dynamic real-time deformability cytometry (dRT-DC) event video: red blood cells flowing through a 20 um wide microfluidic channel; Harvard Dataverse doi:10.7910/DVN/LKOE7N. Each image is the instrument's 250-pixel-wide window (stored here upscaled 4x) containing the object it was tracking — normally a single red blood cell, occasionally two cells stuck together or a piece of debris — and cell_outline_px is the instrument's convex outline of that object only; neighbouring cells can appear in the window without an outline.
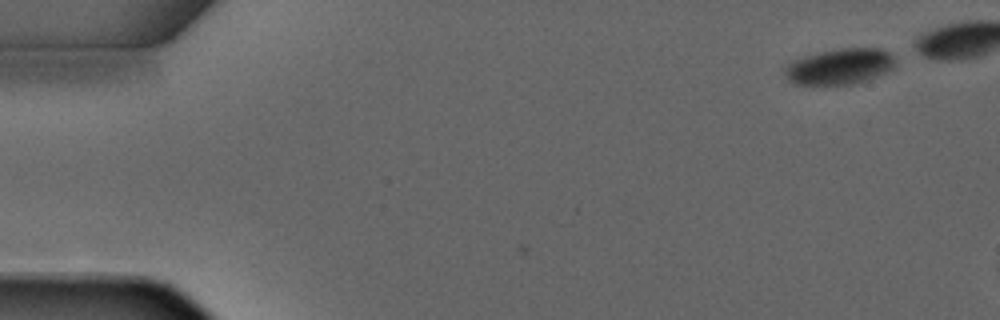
{"species": "common noctule bat (a hibernating species)", "species_latin": "Nyctalus noctula", "temperature_condition": "warm", "stored_images_in_passage": 2, "camera_frame_rate_fps": 3000, "um_per_image_px": 0.085, "animal": {"sex": "male", "forearm_length_mm": 52.5}, "frame": {"image": 1, "passage_image": 2, "time_ms": 1.333, "image_size_px": [1000, 320], "cell_outline_px": [[892, 68], [868, 80], [852, 84], [796, 84], [788, 80], [784, 76], [784, 68], [792, 60], [820, 52], [840, 48], [880, 48], [888, 52], [892, 56]], "centroid_in_image_um": [71.31, 5.65], "position_along_channel_um": 13.7, "area_um2": 22.72}}